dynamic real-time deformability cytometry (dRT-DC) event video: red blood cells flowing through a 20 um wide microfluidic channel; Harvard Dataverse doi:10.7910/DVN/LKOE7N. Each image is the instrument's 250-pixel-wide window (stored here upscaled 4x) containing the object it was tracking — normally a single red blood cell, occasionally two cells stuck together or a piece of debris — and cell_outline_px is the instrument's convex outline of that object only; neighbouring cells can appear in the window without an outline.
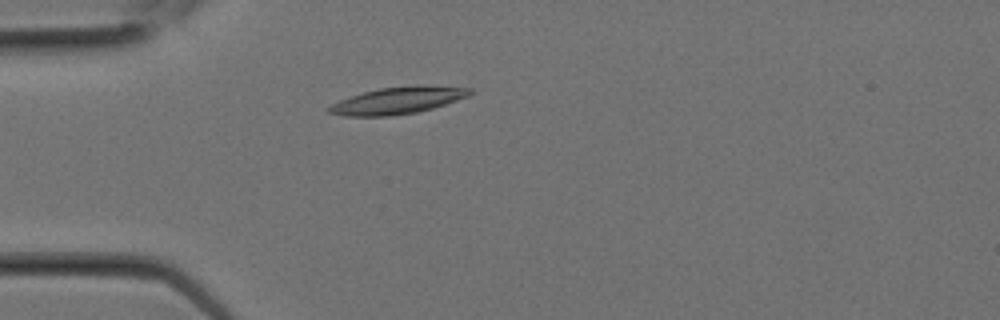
{"species": "Egyptian fruit bat (a non-hibernating species)", "species_latin": "Rousettus aegyptiacus", "temperature_condition": "room temperature", "stored_images_in_passage": 2, "camera_frame_rate_fps": 3000, "um_per_image_px": 0.085, "animal": {"sex": "female"}, "frame": {"image": 1, "passage_image": 2, "time_ms": 0.333, "image_size_px": [1000, 320], "cell_outline_px": [[472, 92], [468, 96], [432, 108], [416, 112], [388, 116], [344, 116], [328, 112], [324, 108], [348, 96], [380, 88], [416, 84], [420, 84], [472, 88]], "centroid_in_image_um": [33.78, 8.52], "position_along_channel_um": 51.2, "area_um2": 22.2}}